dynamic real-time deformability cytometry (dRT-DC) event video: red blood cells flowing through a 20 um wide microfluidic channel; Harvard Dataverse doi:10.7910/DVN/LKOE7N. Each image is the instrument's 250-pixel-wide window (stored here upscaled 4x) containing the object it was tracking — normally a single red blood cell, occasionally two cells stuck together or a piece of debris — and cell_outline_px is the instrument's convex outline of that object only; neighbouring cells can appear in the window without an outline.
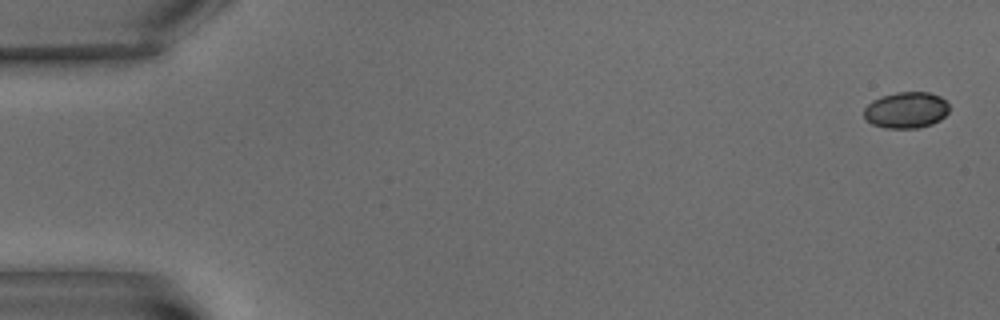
{"species": "common noctule bat (a hibernating species)", "species_latin": "Nyctalus noctula", "temperature_condition": "warm", "stored_images_in_passage": 6, "camera_frame_rate_fps": 3000, "um_per_image_px": 0.085, "animal": {"sex": "male", "body_mass_g": 15.6}, "frame": {"image": 1, "passage_image": 1, "time_ms": 0.0, "image_size_px": [1000, 320], "cell_outline_px": [[948, 112], [940, 120], [932, 124], [920, 128], [884, 128], [872, 124], [864, 116], [864, 108], [872, 100], [880, 96], [896, 92], [928, 92], [940, 96], [948, 104]], "centroid_in_image_um": [77.01, 9.35], "position_along_channel_um": 8.0, "area_um2": 18.09}}